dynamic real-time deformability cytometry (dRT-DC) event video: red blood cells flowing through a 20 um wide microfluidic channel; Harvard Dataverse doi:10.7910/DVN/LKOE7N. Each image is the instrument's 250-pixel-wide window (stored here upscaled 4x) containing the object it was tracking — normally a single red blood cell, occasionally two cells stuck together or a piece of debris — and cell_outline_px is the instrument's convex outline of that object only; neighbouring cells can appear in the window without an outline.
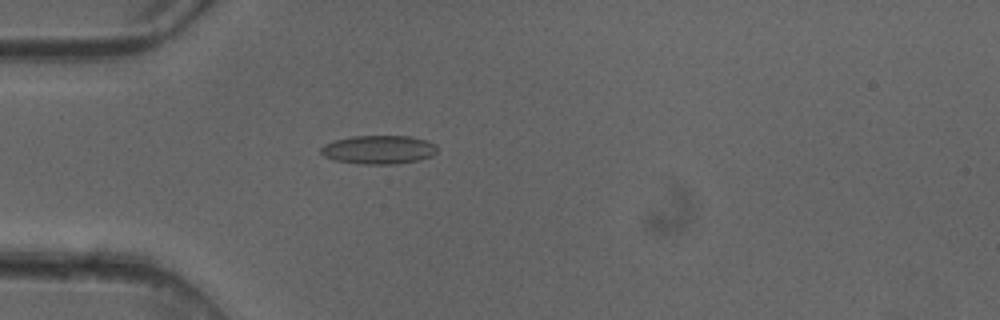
{"species": "common noctule bat (a hibernating species)", "species_latin": "Nyctalus noctula", "temperature_condition": "cold", "stored_images_in_passage": 4, "camera_frame_rate_fps": 3000, "um_per_image_px": 0.085, "animal": {"sex": "female"}, "frame": {"image": 1, "passage_image": 4, "time_ms": 1.0, "image_size_px": [1000, 320], "cell_outline_px": [[436, 152], [432, 156], [420, 160], [396, 164], [360, 164], [332, 160], [324, 156], [320, 152], [320, 148], [324, 144], [336, 140], [352, 136], [412, 136], [428, 140], [436, 144]], "centroid_in_image_um": [32.2, 12.72], "position_along_channel_um": 52.8, "area_um2": 19.65}}